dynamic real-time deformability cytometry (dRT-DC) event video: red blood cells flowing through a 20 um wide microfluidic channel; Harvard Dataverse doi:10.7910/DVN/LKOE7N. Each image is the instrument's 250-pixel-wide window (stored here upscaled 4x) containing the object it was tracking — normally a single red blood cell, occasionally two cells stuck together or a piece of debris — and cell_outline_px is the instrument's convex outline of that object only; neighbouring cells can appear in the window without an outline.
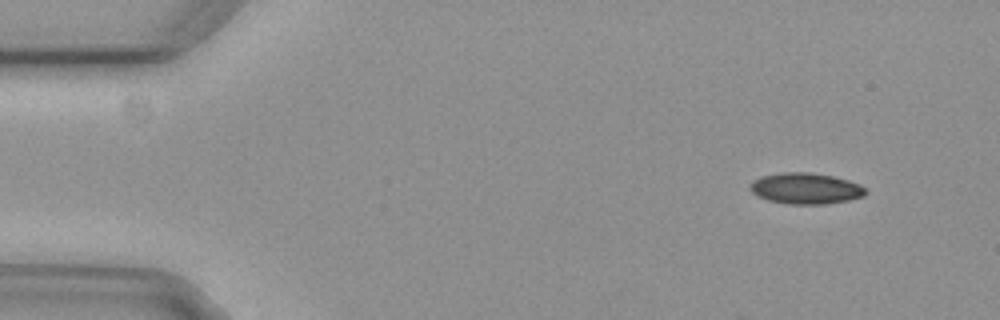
{"species": "common noctule bat (a hibernating species)", "species_latin": "Nyctalus noctula", "temperature_condition": "cold", "stored_images_in_passage": 3, "camera_frame_rate_fps": 3000, "um_per_image_px": 0.085, "animal": {"sex": "female", "body_mass_g": 29.2, "forearm_length_mm": 56.3}, "frame": {"image": 1, "passage_image": 1, "time_ms": 0.0, "image_size_px": [1000, 320], "cell_outline_px": [[868, 192], [864, 196], [848, 200], [824, 204], [788, 204], [768, 200], [756, 196], [748, 188], [752, 180], [760, 176], [784, 172], [808, 172], [832, 176], [848, 180], [860, 184]], "centroid_in_image_um": [68.45, 16.02], "position_along_channel_um": 16.6, "area_um2": 21.04}}